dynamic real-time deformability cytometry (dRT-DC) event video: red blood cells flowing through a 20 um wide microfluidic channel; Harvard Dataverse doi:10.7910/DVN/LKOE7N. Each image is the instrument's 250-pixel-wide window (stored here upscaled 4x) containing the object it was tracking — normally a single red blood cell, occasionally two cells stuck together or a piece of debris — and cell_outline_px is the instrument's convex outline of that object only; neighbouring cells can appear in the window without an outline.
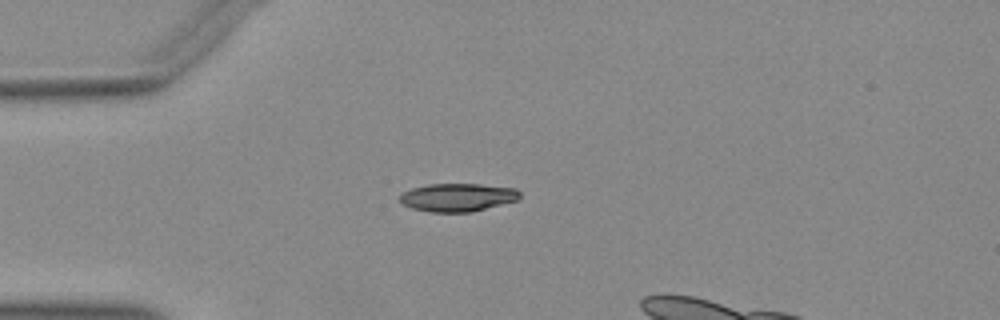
{"species": "Egyptian fruit bat (a non-hibernating species)", "species_latin": "Rousettus aegyptiacus", "temperature_condition": "warm", "stored_images_in_passage": 33, "camera_frame_rate_fps": 3000, "um_per_image_px": 0.085, "animal": {"sex": "female"}, "frame": {"image": 1, "passage_image": 1, "time_ms": 0.0, "image_size_px": [1000, 320], "cell_outline_px": [[520, 196], [516, 200], [472, 212], [428, 212], [412, 208], [404, 204], [400, 200], [400, 196], [404, 192], [412, 188], [428, 184], [480, 184], [516, 188], [520, 192]], "centroid_in_image_um": [38.9, 16.77], "position_along_channel_um": 46.1, "area_um2": 19.54}}
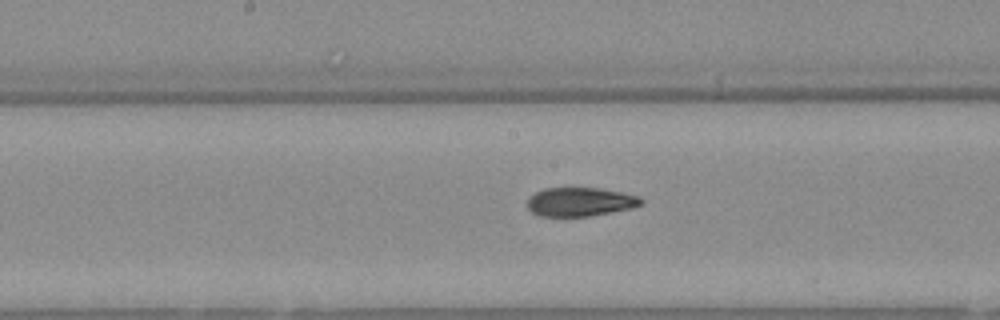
{"frame": {"image": 2, "passage_image": 14, "time_ms": 4.333, "image_size_px": [1000, 320], "cell_outline_px": [[644, 200], [640, 204], [632, 208], [588, 216], [540, 216], [532, 212], [528, 208], [528, 196], [544, 188], [596, 188], [620, 192], [640, 196]], "centroid_in_image_um": [49.29, 17.15], "position_along_channel_um": 198.9, "area_um2": 18.96}}
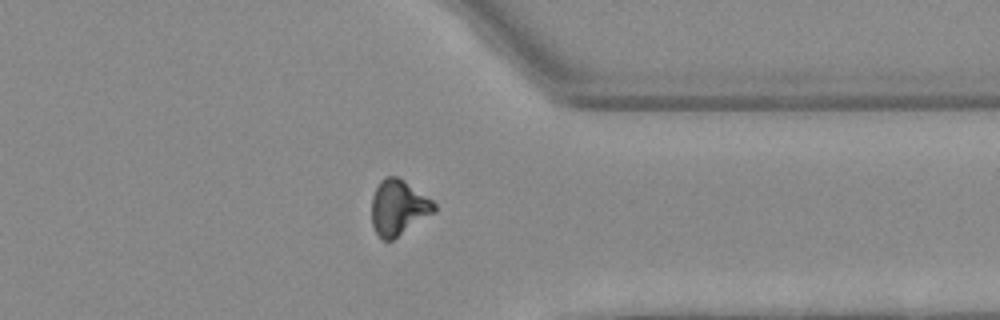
{"frame": {"image": 3, "passage_image": 28, "time_ms": 9.0, "image_size_px": [1000, 320], "cell_outline_px": [[436, 212], [392, 240], [384, 240], [376, 232], [372, 224], [372, 196], [380, 180], [384, 176], [396, 176], [404, 180], [432, 200], [436, 204]], "centroid_in_image_um": [33.87, 17.63], "position_along_channel_um": 377.5, "area_um2": 20.11}}